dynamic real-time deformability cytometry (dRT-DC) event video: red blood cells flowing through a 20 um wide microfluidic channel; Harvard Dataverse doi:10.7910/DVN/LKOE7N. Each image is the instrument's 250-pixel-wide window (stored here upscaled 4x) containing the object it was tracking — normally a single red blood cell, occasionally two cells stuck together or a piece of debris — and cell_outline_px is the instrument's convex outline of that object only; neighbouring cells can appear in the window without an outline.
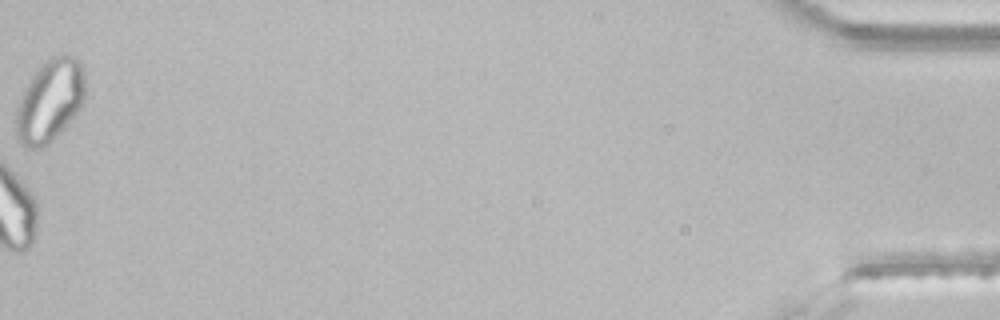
{"species": "common noctule bat (a hibernating species)", "species_latin": "Nyctalus noctula", "temperature_condition": "room temperature", "stored_images_in_passage": 43, "camera_frame_rate_fps": 3000, "um_per_image_px": 0.085, "animal": {"sex": "male", "body_mass_g": 21.5, "forearm_length_mm": 52.0}, "frame": {"image": 1, "passage_image": 43, "time_ms": 14.0, "image_size_px": [1000, 320], "cell_outline_px": [[84, 100], [80, 108], [68, 124], [44, 148], [28, 148], [20, 144], [16, 140], [16, 108], [20, 96], [24, 88], [40, 64], [44, 60], [60, 52], [64, 52], [76, 56], [80, 60], [84, 68]], "centroid_in_image_um": [4.24, 8.52], "position_along_channel_um": 431.0, "area_um2": 33.93}}